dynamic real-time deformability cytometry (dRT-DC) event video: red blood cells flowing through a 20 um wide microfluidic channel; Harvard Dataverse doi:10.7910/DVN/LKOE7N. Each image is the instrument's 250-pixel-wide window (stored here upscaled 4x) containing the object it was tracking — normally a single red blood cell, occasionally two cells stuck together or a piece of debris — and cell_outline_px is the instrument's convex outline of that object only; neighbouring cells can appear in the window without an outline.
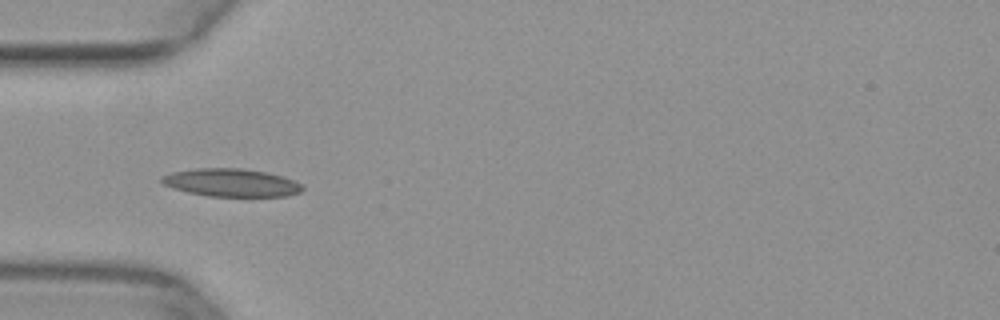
{"species": "common noctule bat (a hibernating species)", "species_latin": "Nyctalus noctula", "temperature_condition": "warm", "stored_images_in_passage": 30, "camera_frame_rate_fps": 3000, "um_per_image_px": 0.085, "animal": {"sex": "female", "body_mass_g": 29.2, "forearm_length_mm": 56.3}, "frame": {"image": 1, "passage_image": 2, "time_ms": 0.333, "image_size_px": [1000, 320], "cell_outline_px": [[304, 188], [300, 192], [288, 196], [208, 196], [188, 192], [164, 184], [160, 180], [160, 176], [172, 172], [196, 168], [240, 168], [268, 172], [284, 176], [300, 184]], "centroid_in_image_um": [19.67, 15.52], "position_along_channel_um": 65.3, "area_um2": 22.83}}
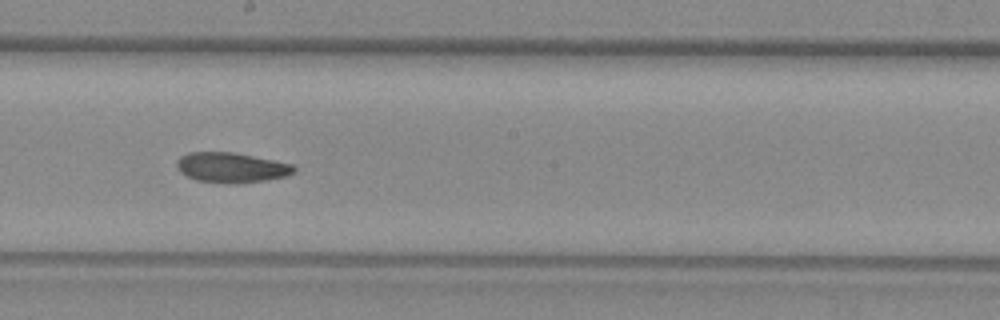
{"frame": {"image": 2, "passage_image": 14, "time_ms": 4.333, "image_size_px": [1000, 320], "cell_outline_px": [[296, 172], [284, 176], [264, 180], [240, 184], [232, 184], [196, 180], [180, 172], [176, 168], [176, 160], [180, 156], [188, 152], [232, 152], [292, 164], [296, 168]], "centroid_in_image_um": [19.62, 14.24], "position_along_channel_um": 228.6, "area_um2": 20.52}}
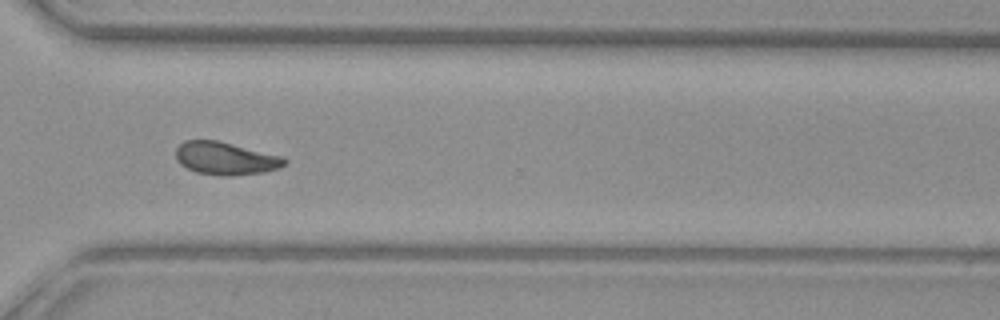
{"frame": {"image": 3, "passage_image": 23, "time_ms": 7.333, "image_size_px": [1000, 320], "cell_outline_px": [[288, 164], [280, 168], [264, 172], [232, 176], [220, 176], [196, 172], [180, 164], [176, 160], [176, 148], [184, 140], [216, 140], [284, 156], [288, 160]], "centroid_in_image_um": [19.21, 13.47], "position_along_channel_um": 351.4, "area_um2": 21.04}}